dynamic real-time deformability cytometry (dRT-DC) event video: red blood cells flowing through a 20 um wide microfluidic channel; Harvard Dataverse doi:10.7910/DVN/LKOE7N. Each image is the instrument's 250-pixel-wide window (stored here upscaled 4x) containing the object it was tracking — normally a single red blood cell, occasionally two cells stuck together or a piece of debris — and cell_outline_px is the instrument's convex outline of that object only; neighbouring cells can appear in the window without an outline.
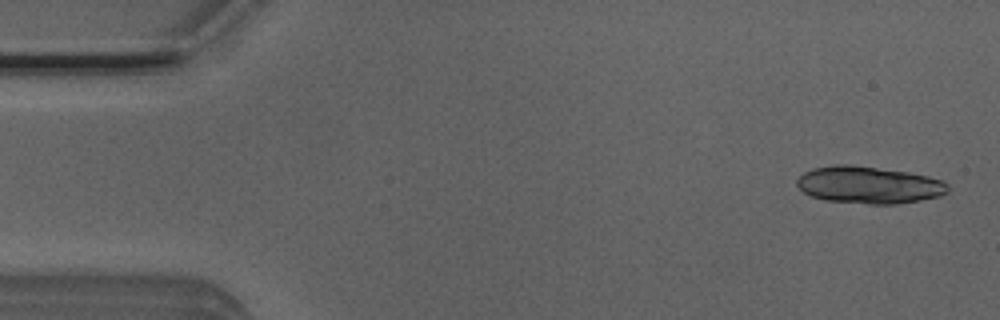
{"species": "Egyptian fruit bat (a non-hibernating species)", "species_latin": "Rousettus aegyptiacus", "temperature_condition": "room temperature", "stored_images_in_passage": 52, "segment_of_instrument_passage": [1, 2], "camera_frame_rate_fps": 3000, "um_per_image_px": 0.085, "animal": {"sex": "male"}, "frame": {"image": 1, "passage_image": 2, "time_ms": 0.333, "image_size_px": [1000, 320], "cell_outline_px": [[948, 192], [940, 196], [920, 200], [896, 204], [868, 204], [824, 200], [812, 196], [804, 192], [796, 184], [796, 180], [804, 172], [812, 168], [836, 164], [852, 164], [908, 172], [928, 176], [944, 180], [948, 184]], "centroid_in_image_um": [73.86, 15.71], "position_along_channel_um": 11.1, "area_um2": 32.89}}